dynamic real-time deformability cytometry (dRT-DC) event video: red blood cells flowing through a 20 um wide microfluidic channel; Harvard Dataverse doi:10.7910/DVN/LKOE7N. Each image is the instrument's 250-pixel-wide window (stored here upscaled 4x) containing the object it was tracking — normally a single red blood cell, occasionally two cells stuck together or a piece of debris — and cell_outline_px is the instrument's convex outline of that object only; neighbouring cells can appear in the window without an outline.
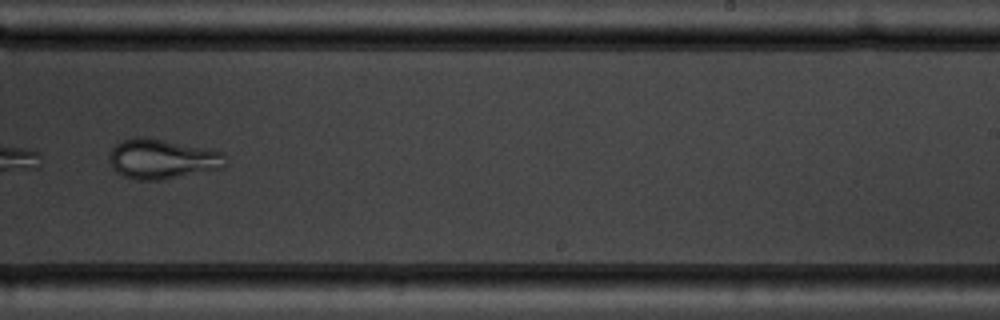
{"species": "common noctule bat (a hibernating species)", "species_latin": "Nyctalus noctula", "temperature_condition": "warm", "stored_images_in_passage": 10, "camera_frame_rate_fps": 3000, "um_per_image_px": 0.085, "animal": {"sex": "male", "body_mass_g": 19.5, "forearm_length_mm": 54.6}, "frame": {"image": 1, "passage_image": 10, "time_ms": 11.0, "image_size_px": [1000, 320], "cell_outline_px": [[224, 168], [164, 180], [136, 180], [124, 176], [116, 172], [112, 168], [108, 160], [108, 156], [112, 148], [120, 140], [140, 136], [144, 136], [224, 152]], "centroid_in_image_um": [13.74, 13.52], "position_along_channel_um": 275.3, "area_um2": 27.17}}